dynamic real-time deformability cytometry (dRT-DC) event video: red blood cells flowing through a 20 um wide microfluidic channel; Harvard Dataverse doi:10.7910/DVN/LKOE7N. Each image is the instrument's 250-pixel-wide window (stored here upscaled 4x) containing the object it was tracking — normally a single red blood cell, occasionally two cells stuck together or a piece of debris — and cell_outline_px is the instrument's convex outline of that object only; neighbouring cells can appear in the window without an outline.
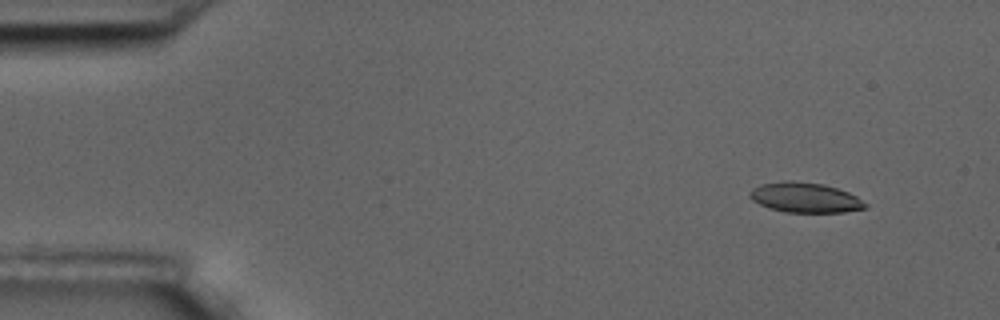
{"species": "common noctule bat (a hibernating species)", "species_latin": "Nyctalus noctula", "temperature_condition": "room temperature", "stored_images_in_passage": 4, "camera_frame_rate_fps": 3000, "um_per_image_px": 0.085, "animal": {"sex": "male", "body_mass_g": 17.5, "forearm_length_mm": 52.3}, "frame": {"image": 1, "passage_image": 1, "time_ms": 0.0, "image_size_px": [1000, 320], "cell_outline_px": [[868, 208], [844, 212], [784, 212], [768, 208], [752, 200], [748, 196], [748, 192], [752, 188], [760, 184], [784, 180], [792, 180], [824, 184], [848, 192], [856, 196], [868, 204]], "centroid_in_image_um": [68.4, 16.79], "position_along_channel_um": 16.6, "area_um2": 20.46}}